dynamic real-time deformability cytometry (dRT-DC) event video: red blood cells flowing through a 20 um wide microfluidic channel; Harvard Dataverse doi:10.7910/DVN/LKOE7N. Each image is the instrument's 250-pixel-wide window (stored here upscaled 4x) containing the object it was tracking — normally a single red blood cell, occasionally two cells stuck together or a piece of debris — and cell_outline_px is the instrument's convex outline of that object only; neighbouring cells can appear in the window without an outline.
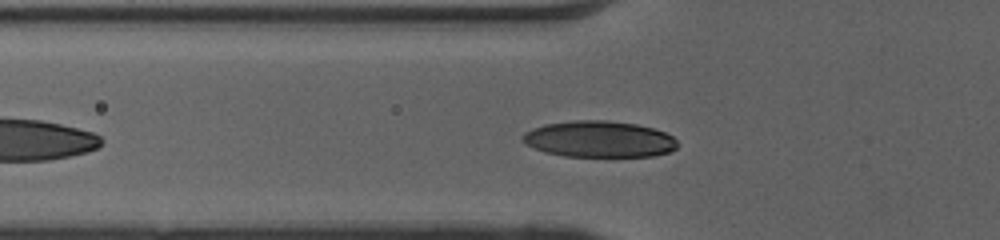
{"species": "human", "species_latin": "Homo sapiens", "temperature_condition": "cold", "stored_images_in_passage": 39, "camera_frame_rate_fps": 3000, "um_per_image_px": 0.085, "donor": {"sex": "female"}, "frame": {"image": 1, "passage_image": 7, "time_ms": 2.0, "image_size_px": [1000, 240], "cell_outline_px": [[676, 148], [672, 152], [652, 156], [564, 156], [544, 152], [524, 144], [520, 140], [520, 136], [524, 132], [532, 128], [544, 124], [572, 120], [608, 120], [636, 124], [652, 128], [664, 132], [672, 136], [676, 140]], "centroid_in_image_um": [50.87, 11.82], "position_along_channel_um": 74.9, "area_um2": 33.06}}
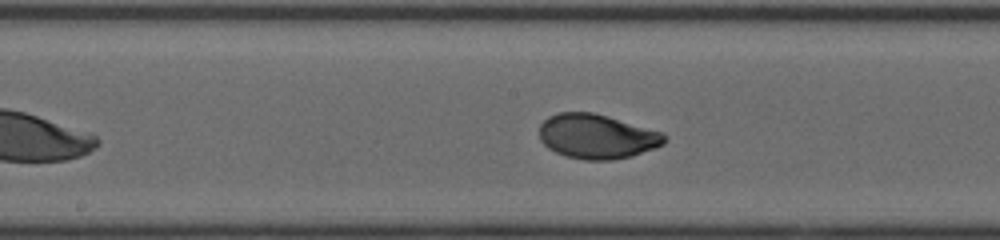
{"frame": {"image": 2, "passage_image": 16, "time_ms": 5.0, "image_size_px": [1000, 240], "cell_outline_px": [[668, 136], [664, 144], [632, 156], [612, 160], [584, 160], [564, 156], [548, 148], [540, 140], [540, 124], [548, 116], [556, 112], [592, 112], [608, 116], [664, 132]], "centroid_in_image_um": [50.74, 11.59], "position_along_channel_um": 197.5, "area_um2": 32.77}}
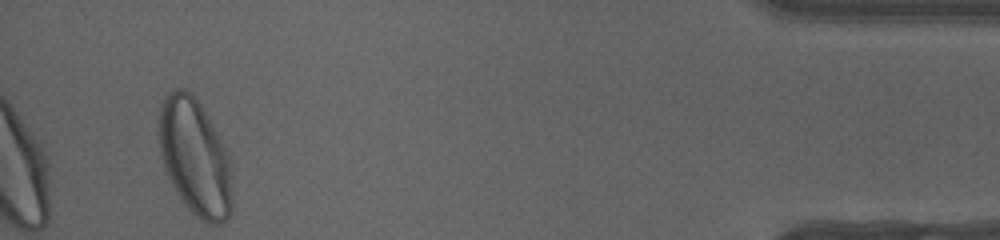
{"frame": {"image": 3, "passage_image": 37, "time_ms": 12.0, "image_size_px": [1000, 240], "cell_outline_px": [[232, 212], [220, 224], [208, 224], [200, 220], [184, 204], [176, 192], [164, 168], [160, 156], [156, 128], [160, 104], [164, 96], [168, 92], [176, 88], [184, 88], [192, 92], [196, 96], [216, 132], [228, 156], [232, 172]], "centroid_in_image_um": [16.53, 13.34], "position_along_channel_um": 418.7, "area_um2": 50.63}, "authors_computed_cell_mechanics": {"area_um2": 32.2524, "velocity_mm_per_s": 4.0822, "shape_relaxation_time_tau1_ms": 2.5166, "shape_relaxation_time_tau2_ms": null, "deformation_change_tau1": 0.1542, "deformation_change_tau2": null}}